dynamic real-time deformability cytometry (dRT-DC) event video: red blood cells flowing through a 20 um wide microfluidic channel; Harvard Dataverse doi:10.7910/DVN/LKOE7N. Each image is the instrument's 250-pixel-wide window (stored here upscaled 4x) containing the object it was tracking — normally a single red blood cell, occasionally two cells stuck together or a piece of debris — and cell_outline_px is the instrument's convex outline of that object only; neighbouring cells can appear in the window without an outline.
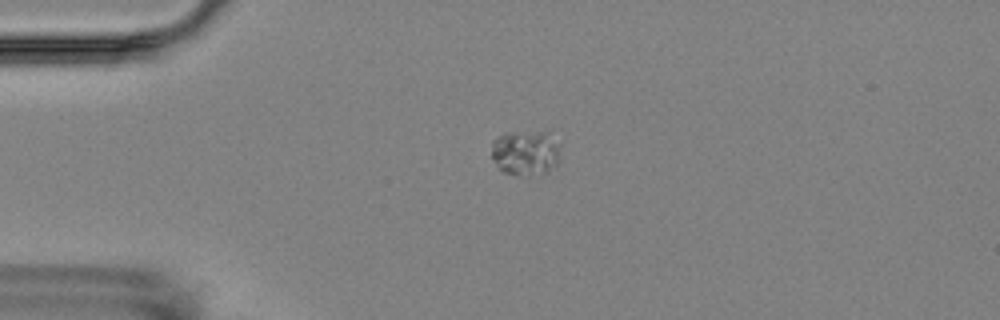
{"species": "Egyptian fruit bat (a non-hibernating species)", "species_latin": "Rousettus aegyptiacus", "temperature_condition": "room temperature", "stored_images_in_passage": 6, "camera_frame_rate_fps": 3000, "um_per_image_px": 0.085, "animal": {"sex": "female"}, "frame": {"image": 1, "passage_image": 4, "time_ms": 4.333, "image_size_px": [1000, 320], "cell_outline_px": [[560, 160], [548, 172], [528, 176], [504, 172], [496, 164], [492, 156], [492, 140], [504, 132], [552, 128], [560, 144]], "centroid_in_image_um": [44.76, 12.88], "position_along_channel_um": 40.2, "area_um2": 19.31}}
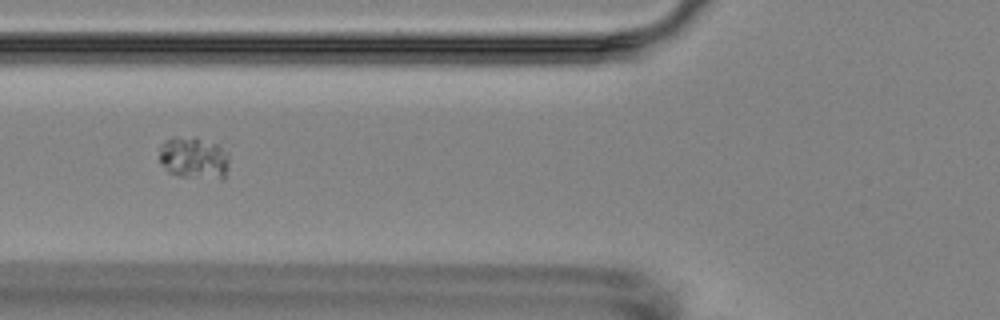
{"frame": {"image": 2, "passage_image": 6, "time_ms": 7.0, "image_size_px": [1000, 320], "cell_outline_px": [[228, 164], [224, 176], [220, 180], [180, 176], [168, 172], [160, 160], [160, 144], [164, 140], [172, 136], [196, 136], [216, 144], [228, 156]], "centroid_in_image_um": [16.44, 13.41], "position_along_channel_um": 109.4, "area_um2": 17.28}}